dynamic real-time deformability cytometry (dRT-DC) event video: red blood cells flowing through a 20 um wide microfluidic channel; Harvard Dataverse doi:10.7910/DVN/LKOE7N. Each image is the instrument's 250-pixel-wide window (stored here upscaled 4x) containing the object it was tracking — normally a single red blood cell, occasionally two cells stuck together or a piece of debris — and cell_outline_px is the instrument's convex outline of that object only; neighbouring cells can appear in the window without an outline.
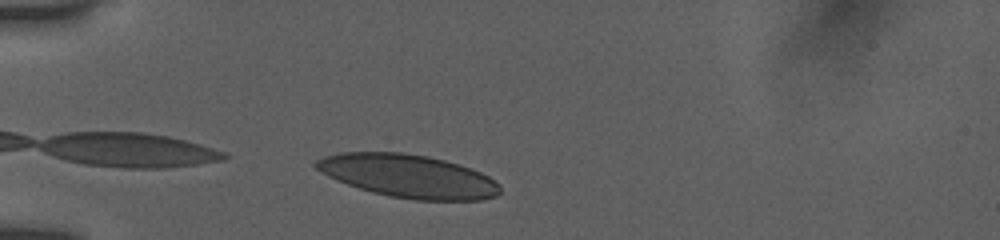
{"species": "human", "species_latin": "Homo sapiens", "temperature_condition": "room temperature", "stored_images_in_passage": 25, "camera_frame_rate_fps": 3000, "um_per_image_px": 0.085, "donor": {"sex": "female"}, "frame": {"image": 1, "passage_image": 1, "time_ms": 0.0, "image_size_px": [1000, 240], "cell_outline_px": [[500, 192], [496, 196], [480, 200], [416, 200], [388, 196], [372, 192], [336, 180], [328, 176], [316, 168], [312, 164], [316, 160], [324, 156], [340, 152], [404, 152], [428, 156], [460, 164], [480, 172], [488, 176], [500, 184]], "centroid_in_image_um": [34.7, 14.96], "position_along_channel_um": 50.3, "area_um2": 46.3}}
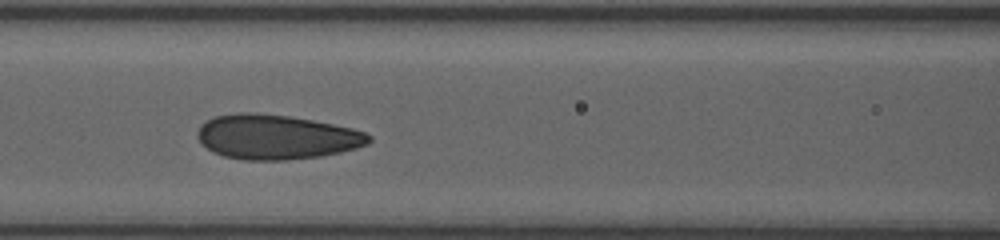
{"frame": {"image": 2, "passage_image": 10, "time_ms": 3.0, "image_size_px": [1000, 240], "cell_outline_px": [[372, 140], [368, 144], [356, 148], [340, 152], [320, 156], [288, 160], [244, 160], [224, 156], [212, 152], [200, 144], [196, 136], [196, 132], [208, 120], [216, 116], [236, 112], [252, 112], [288, 116], [312, 120], [352, 128], [364, 132], [372, 136]], "centroid_in_image_um": [23.47, 11.65], "position_along_channel_um": 143.1, "area_um2": 44.68}}
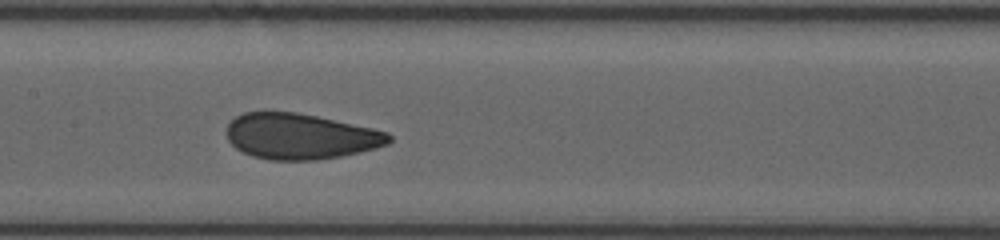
{"frame": {"image": 3, "passage_image": 13, "time_ms": 4.0, "image_size_px": [1000, 240], "cell_outline_px": [[392, 140], [388, 144], [376, 148], [360, 152], [340, 156], [316, 160], [268, 160], [252, 156], [236, 148], [228, 140], [228, 124], [236, 116], [244, 112], [296, 112], [316, 116], [372, 128], [388, 132], [392, 136]], "centroid_in_image_um": [25.55, 11.6], "position_along_channel_um": 181.9, "area_um2": 43.06}}